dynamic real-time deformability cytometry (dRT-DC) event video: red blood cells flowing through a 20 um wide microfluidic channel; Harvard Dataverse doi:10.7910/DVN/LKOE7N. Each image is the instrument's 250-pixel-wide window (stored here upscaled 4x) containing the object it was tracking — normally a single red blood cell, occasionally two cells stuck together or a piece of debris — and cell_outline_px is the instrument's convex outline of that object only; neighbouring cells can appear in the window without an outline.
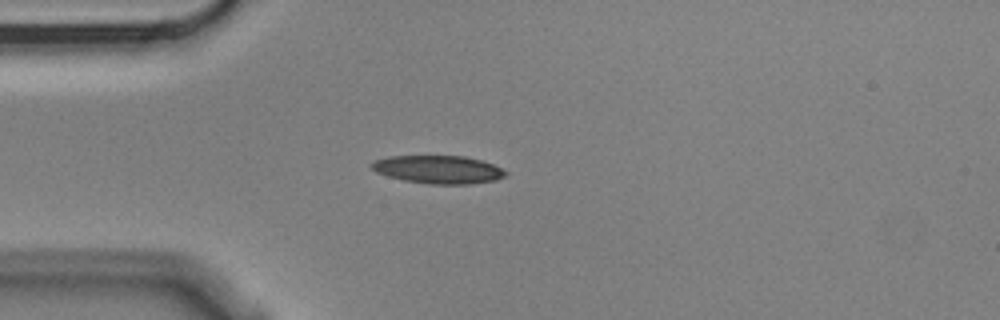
{"species": "Egyptian fruit bat (a non-hibernating species)", "species_latin": "Rousettus aegyptiacus", "temperature_condition": "cold", "stored_images_in_passage": 3, "camera_frame_rate_fps": 3000, "um_per_image_px": 0.085, "animal": {"sex": "male"}, "frame": {"image": 1, "passage_image": 3, "time_ms": 0.667, "image_size_px": [1000, 320], "cell_outline_px": [[508, 172], [504, 176], [496, 180], [468, 184], [428, 184], [404, 180], [388, 176], [376, 172], [372, 168], [372, 164], [376, 160], [388, 156], [464, 156], [480, 160], [492, 164]], "centroid_in_image_um": [37.26, 14.41], "position_along_channel_um": 47.7, "area_um2": 21.68}}